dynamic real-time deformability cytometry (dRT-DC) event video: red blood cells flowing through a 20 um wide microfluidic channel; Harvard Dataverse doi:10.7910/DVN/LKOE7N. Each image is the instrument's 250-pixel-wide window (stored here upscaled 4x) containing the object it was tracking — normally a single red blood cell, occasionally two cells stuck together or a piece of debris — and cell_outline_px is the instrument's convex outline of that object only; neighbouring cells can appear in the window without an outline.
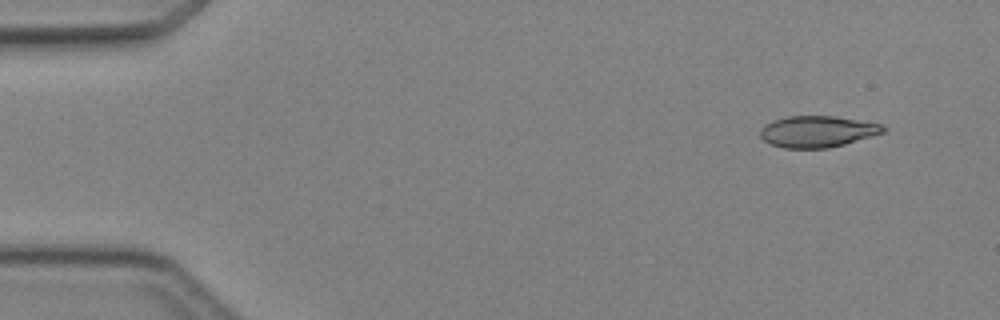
{"species": "Egyptian fruit bat (a non-hibernating species)", "species_latin": "Rousettus aegyptiacus", "temperature_condition": "cold", "stored_images_in_passage": 3, "camera_frame_rate_fps": 3000, "um_per_image_px": 0.085, "animal": {"sex": "female"}, "frame": {"image": 1, "passage_image": 1, "time_ms": 0.0, "image_size_px": [1000, 320], "cell_outline_px": [[888, 128], [884, 132], [844, 144], [828, 148], [784, 148], [768, 144], [760, 136], [760, 128], [764, 124], [772, 120], [784, 116], [836, 116], [884, 124]], "centroid_in_image_um": [69.46, 11.17], "position_along_channel_um": 15.5, "area_um2": 22.77}}